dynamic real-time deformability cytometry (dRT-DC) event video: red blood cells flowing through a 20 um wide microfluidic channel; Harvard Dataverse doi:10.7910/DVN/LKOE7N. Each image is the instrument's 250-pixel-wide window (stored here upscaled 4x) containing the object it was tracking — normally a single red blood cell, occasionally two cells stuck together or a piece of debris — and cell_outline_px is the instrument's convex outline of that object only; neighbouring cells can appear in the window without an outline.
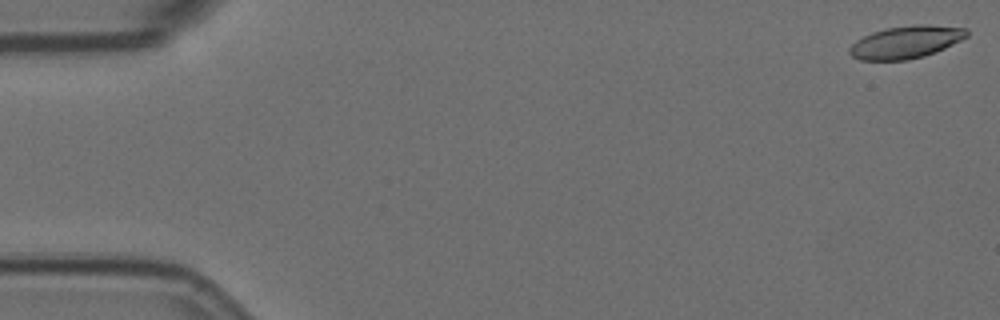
{"species": "Egyptian fruit bat (a non-hibernating species)", "species_latin": "Rousettus aegyptiacus", "temperature_condition": "room temperature", "stored_images_in_passage": 8, "camera_frame_rate_fps": 3000, "um_per_image_px": 0.085, "animal": {"sex": "female"}, "frame": {"image": 1, "passage_image": 1, "time_ms": 0.0, "image_size_px": [1000, 320], "cell_outline_px": [[968, 36], [944, 48], [924, 56], [908, 60], [860, 60], [852, 56], [848, 52], [848, 48], [856, 40], [872, 32], [888, 28], [912, 24], [928, 24], [968, 28]], "centroid_in_image_um": [77.0, 3.57], "position_along_channel_um": 8.0, "area_um2": 22.25}}
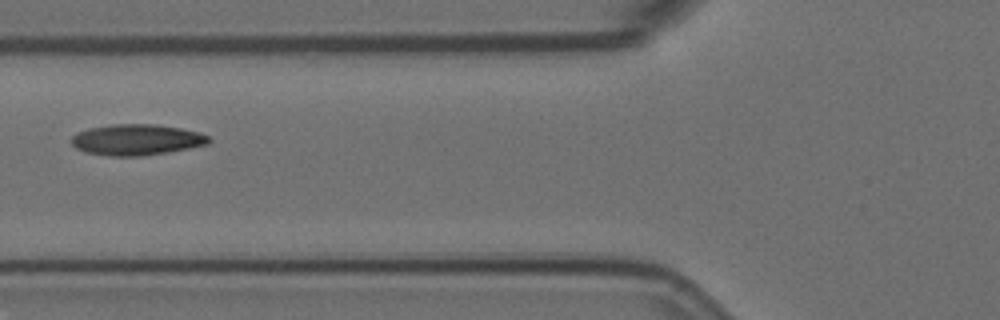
{"frame": {"image": 2, "passage_image": 7, "time_ms": 2.0, "image_size_px": [1000, 320], "cell_outline_px": [[212, 140], [208, 144], [168, 152], [140, 156], [108, 156], [84, 152], [76, 148], [72, 144], [72, 136], [76, 132], [88, 128], [112, 124], [156, 124], [180, 128], [200, 132], [208, 136]], "centroid_in_image_um": [11.6, 11.87], "position_along_channel_um": 114.2, "area_um2": 24.91}}
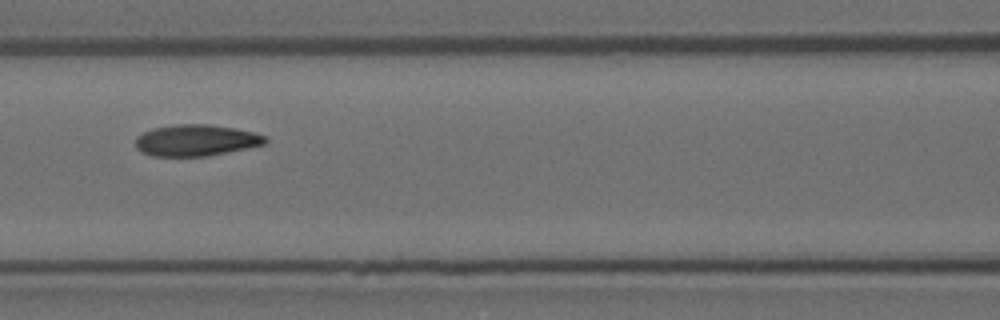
{"frame": {"image": 3, "passage_image": 8, "time_ms": 2.333, "image_size_px": [1000, 320], "cell_outline_px": [[268, 140], [264, 144], [248, 148], [208, 156], [152, 156], [140, 152], [136, 148], [136, 136], [152, 128], [176, 124], [208, 124], [232, 128], [252, 132], [268, 136]], "centroid_in_image_um": [16.65, 11.93], "position_along_channel_um": 150.0, "area_um2": 23.81}}